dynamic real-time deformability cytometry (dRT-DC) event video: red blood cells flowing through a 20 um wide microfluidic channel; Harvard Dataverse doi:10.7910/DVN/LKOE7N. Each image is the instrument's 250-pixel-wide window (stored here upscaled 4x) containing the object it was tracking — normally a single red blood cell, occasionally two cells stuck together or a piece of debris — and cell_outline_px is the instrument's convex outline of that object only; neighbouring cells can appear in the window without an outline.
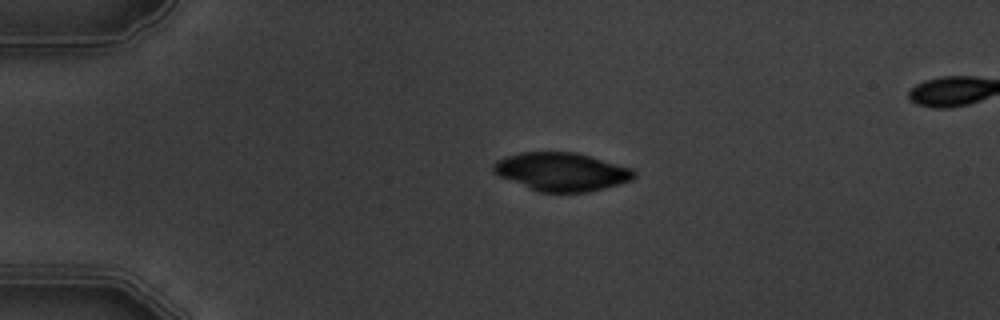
{"species": "common noctule bat (a hibernating species)", "species_latin": "Nyctalus noctula", "temperature_condition": "warm", "stored_images_in_passage": 5, "segment_of_instrument_passage": [1, 2], "camera_frame_rate_fps": 3000, "um_per_image_px": 0.085, "animal": {"sex": "male", "body_mass_g": 19.5, "forearm_length_mm": 54.6}, "frame": {"image": 1, "passage_image": 3, "time_ms": 2.333, "image_size_px": [1000, 320], "cell_outline_px": [[636, 176], [632, 180], [620, 184], [588, 192], [540, 192], [500, 176], [492, 172], [492, 164], [496, 160], [504, 156], [520, 152], [576, 152], [632, 168], [636, 172]], "centroid_in_image_um": [47.73, 14.59], "position_along_channel_um": 37.3, "area_um2": 31.44}}